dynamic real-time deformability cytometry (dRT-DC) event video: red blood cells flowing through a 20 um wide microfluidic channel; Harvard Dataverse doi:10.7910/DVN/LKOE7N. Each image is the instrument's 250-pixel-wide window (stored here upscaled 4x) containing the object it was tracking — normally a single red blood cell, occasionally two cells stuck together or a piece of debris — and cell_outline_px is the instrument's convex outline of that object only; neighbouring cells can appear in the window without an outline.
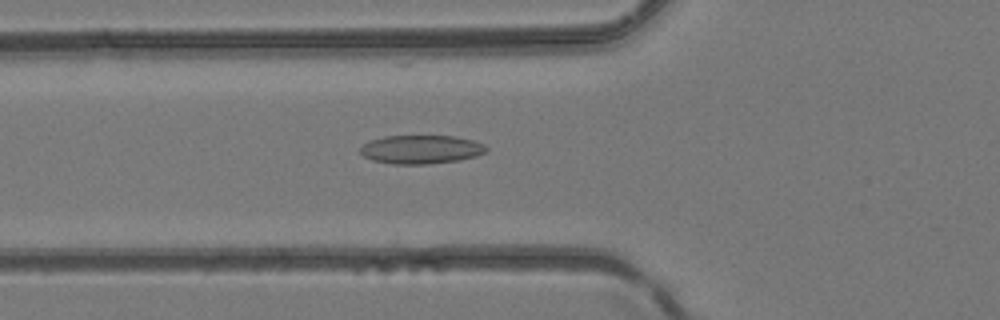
{"species": "common noctule bat (a hibernating species)", "species_latin": "Nyctalus noctula", "temperature_condition": "room temperature", "stored_images_in_passage": 6, "camera_frame_rate_fps": 3000, "um_per_image_px": 0.085, "animal": {"sex": "female", "body_mass_g": 24.6, "forearm_length_mm": 56.2}, "frame": {"image": 1, "passage_image": 6, "time_ms": 1.667, "image_size_px": [1000, 320], "cell_outline_px": [[488, 148], [484, 152], [476, 156], [460, 160], [428, 164], [392, 164], [372, 160], [364, 156], [360, 152], [360, 148], [364, 144], [372, 140], [384, 136], [452, 136], [472, 140], [484, 144]], "centroid_in_image_um": [35.79, 12.71], "position_along_channel_um": 90.0, "area_um2": 20.92}}